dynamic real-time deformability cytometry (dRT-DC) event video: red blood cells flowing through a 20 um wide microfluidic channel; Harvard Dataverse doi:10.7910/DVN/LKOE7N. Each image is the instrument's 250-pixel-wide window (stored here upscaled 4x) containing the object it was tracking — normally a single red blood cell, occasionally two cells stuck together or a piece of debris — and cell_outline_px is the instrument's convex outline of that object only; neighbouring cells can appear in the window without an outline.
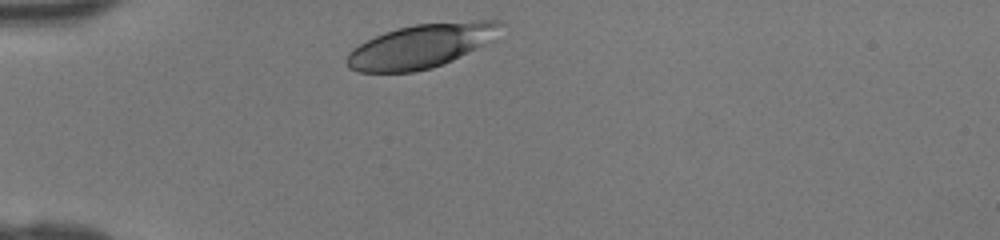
{"species": "human", "species_latin": "Homo sapiens", "temperature_condition": "room temperature", "stored_images_in_passage": 27, "camera_frame_rate_fps": 3000, "um_per_image_px": 0.085, "donor": {"sex": "female"}, "frame": {"image": 1, "passage_image": 1, "time_ms": 0.0, "image_size_px": [1000, 240], "cell_outline_px": [[504, 24], [496, 40], [452, 60], [432, 68], [412, 72], [356, 72], [348, 68], [344, 60], [348, 52], [352, 48], [384, 32], [416, 24], [480, 20], [500, 20]], "centroid_in_image_um": [35.83, 3.91], "position_along_channel_um": 49.2, "area_um2": 39.65}}
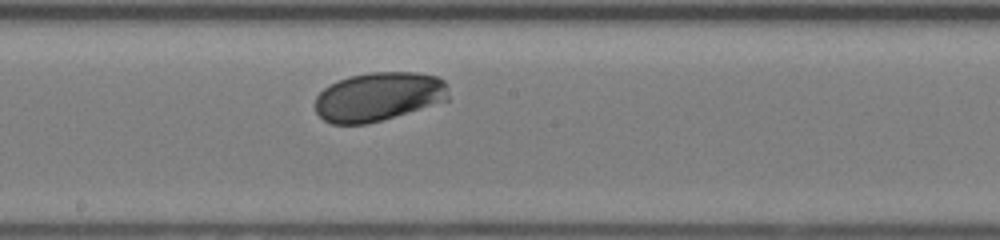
{"frame": {"image": 2, "passage_image": 14, "time_ms": 4.333, "image_size_px": [1000, 240], "cell_outline_px": [[448, 100], [368, 124], [332, 124], [324, 120], [316, 112], [316, 96], [324, 88], [336, 80], [368, 72], [416, 72], [436, 76], [444, 80], [448, 96]], "centroid_in_image_um": [32.15, 8.21], "position_along_channel_um": 216.0, "area_um2": 37.86}}
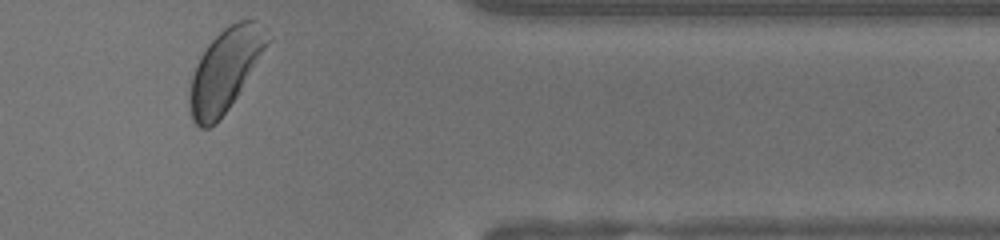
{"frame": {"image": 3, "passage_image": 27, "time_ms": 8.667, "image_size_px": [1000, 240], "cell_outline_px": [[272, 40], [236, 96], [228, 108], [216, 124], [208, 128], [200, 128], [192, 120], [188, 108], [188, 92], [192, 76], [196, 64], [200, 56], [208, 44], [224, 28], [240, 20], [256, 20], [272, 36]], "centroid_in_image_um": [19.13, 5.96], "position_along_channel_um": 392.3, "area_um2": 37.22}}